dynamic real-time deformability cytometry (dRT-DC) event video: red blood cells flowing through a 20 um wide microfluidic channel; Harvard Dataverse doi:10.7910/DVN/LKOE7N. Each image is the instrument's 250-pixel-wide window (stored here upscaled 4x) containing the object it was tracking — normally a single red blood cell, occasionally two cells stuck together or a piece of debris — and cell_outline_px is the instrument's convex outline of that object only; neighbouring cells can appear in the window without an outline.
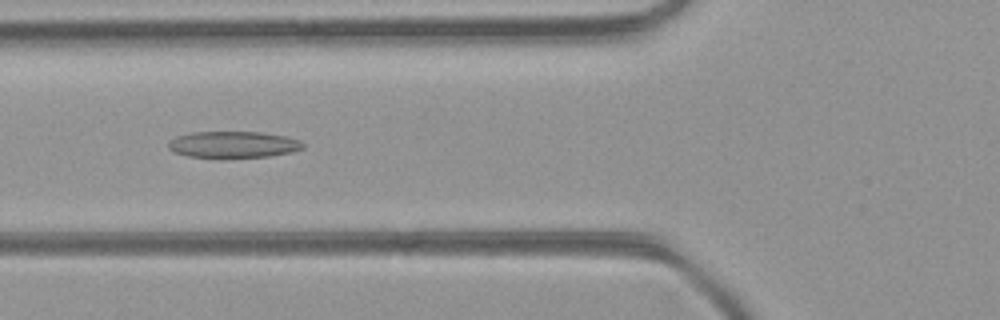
{"species": "common noctule bat (a hibernating species)", "species_latin": "Nyctalus noctula", "temperature_condition": "room temperature", "stored_images_in_passage": 39, "camera_frame_rate_fps": 3000, "um_per_image_px": 0.085, "animal": {"sex": "female", "body_mass_g": 21.9}, "frame": {"image": 1, "passage_image": 10, "time_ms": 3.0, "image_size_px": [1000, 320], "cell_outline_px": [[304, 148], [292, 152], [268, 156], [220, 160], [188, 156], [172, 152], [168, 148], [168, 144], [176, 136], [192, 132], [260, 132], [284, 136], [300, 140], [304, 144]], "centroid_in_image_um": [19.8, 12.32], "position_along_channel_um": 106.0, "area_um2": 21.44}}
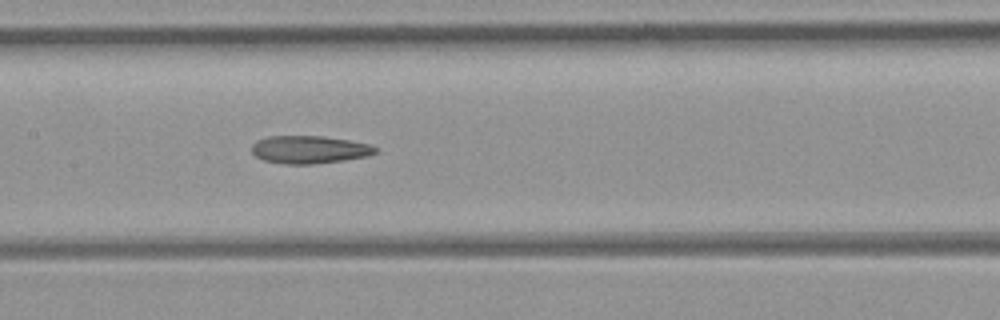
{"frame": {"image": 2, "passage_image": 15, "time_ms": 4.667, "image_size_px": [1000, 320], "cell_outline_px": [[380, 148], [376, 152], [368, 156], [344, 160], [312, 164], [284, 164], [264, 160], [256, 156], [252, 152], [252, 144], [256, 140], [268, 136], [324, 136], [372, 144]], "centroid_in_image_um": [26.32, 12.71], "position_along_channel_um": 181.1, "area_um2": 20.17}}
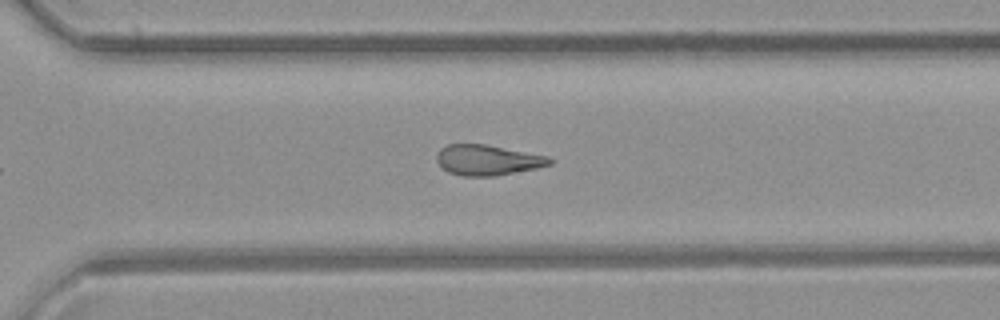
{"frame": {"image": 3, "passage_image": 25, "time_ms": 8.0, "image_size_px": [1000, 320], "cell_outline_px": [[552, 164], [536, 168], [496, 176], [460, 176], [448, 172], [436, 160], [436, 156], [440, 148], [448, 144], [484, 144], [548, 156], [552, 160]], "centroid_in_image_um": [41.43, 13.61], "position_along_channel_um": 329.2, "area_um2": 19.94}, "authors_computed_cell_mechanics": {"area_um2": 20.9236, "velocity_mm_per_s": 4.4703, "shape_relaxation_time_tau1_ms": null, "shape_relaxation_time_tau2_ms": 3.6998, "deformation_change_tau1": null, "deformation_change_tau2": 0.1416}}